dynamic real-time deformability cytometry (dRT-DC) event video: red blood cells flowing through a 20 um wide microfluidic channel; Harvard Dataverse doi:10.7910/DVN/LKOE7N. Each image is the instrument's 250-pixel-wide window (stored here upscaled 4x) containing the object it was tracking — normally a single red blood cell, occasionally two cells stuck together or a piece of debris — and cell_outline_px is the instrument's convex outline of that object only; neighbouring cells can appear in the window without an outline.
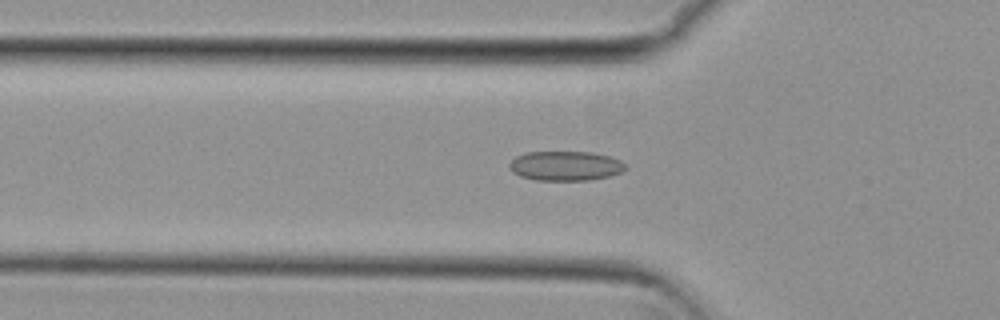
{"species": "common noctule bat (a hibernating species)", "species_latin": "Nyctalus noctula", "temperature_condition": "cold", "stored_images_in_passage": 34, "camera_frame_rate_fps": 3000, "um_per_image_px": 0.085, "animal": {"sex": "female", "body_mass_g": 29.2, "forearm_length_mm": 56.3}, "frame": {"image": 1, "passage_image": 2, "time_ms": 0.333, "image_size_px": [1000, 320], "cell_outline_px": [[628, 168], [624, 172], [592, 180], [536, 180], [520, 176], [512, 172], [508, 164], [516, 156], [528, 152], [592, 152], [608, 156], [620, 160]], "centroid_in_image_um": [48.08, 14.1], "position_along_channel_um": 77.7, "area_um2": 20.06}}
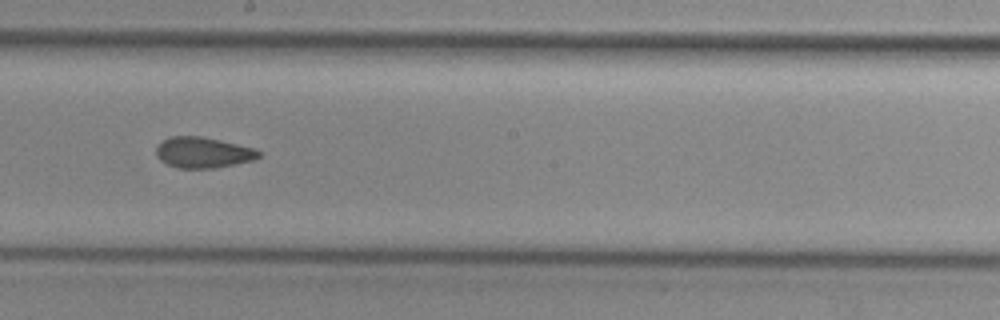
{"frame": {"image": 2, "passage_image": 14, "time_ms": 4.333, "image_size_px": [1000, 320], "cell_outline_px": [[260, 156], [252, 160], [216, 168], [176, 168], [160, 160], [156, 156], [156, 144], [168, 136], [200, 136], [220, 140], [252, 148], [260, 152]], "centroid_in_image_um": [17.18, 12.96], "position_along_channel_um": 231.0, "area_um2": 18.38}}
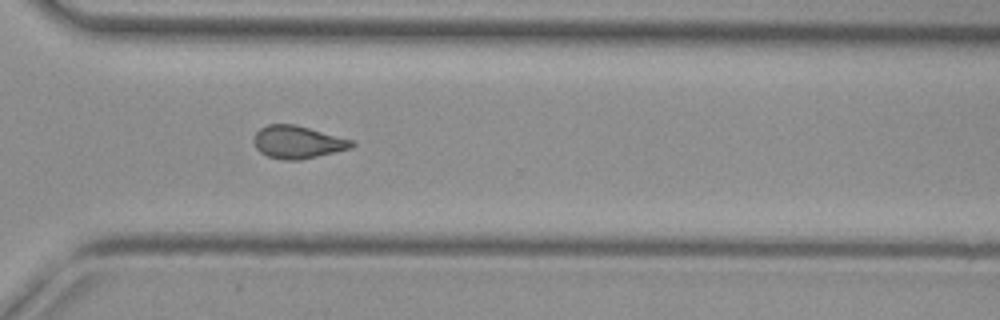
{"frame": {"image": 3, "passage_image": 23, "time_ms": 7.333, "image_size_px": [1000, 320], "cell_outline_px": [[356, 144], [352, 148], [300, 160], [284, 160], [268, 156], [260, 152], [256, 148], [252, 140], [252, 136], [260, 128], [268, 124], [296, 124], [352, 140]], "centroid_in_image_um": [25.27, 12.07], "position_along_channel_um": 345.3, "area_um2": 18.73}, "authors_computed_cell_mechanics": {"area_um2": 18.4382, "velocity_mm_per_s": 3.8152, "shape_relaxation_time_tau1_ms": null, "shape_relaxation_time_tau2_ms": 2.3213, "deformation_change_tau1": null, "deformation_change_tau2": 0.0818}}